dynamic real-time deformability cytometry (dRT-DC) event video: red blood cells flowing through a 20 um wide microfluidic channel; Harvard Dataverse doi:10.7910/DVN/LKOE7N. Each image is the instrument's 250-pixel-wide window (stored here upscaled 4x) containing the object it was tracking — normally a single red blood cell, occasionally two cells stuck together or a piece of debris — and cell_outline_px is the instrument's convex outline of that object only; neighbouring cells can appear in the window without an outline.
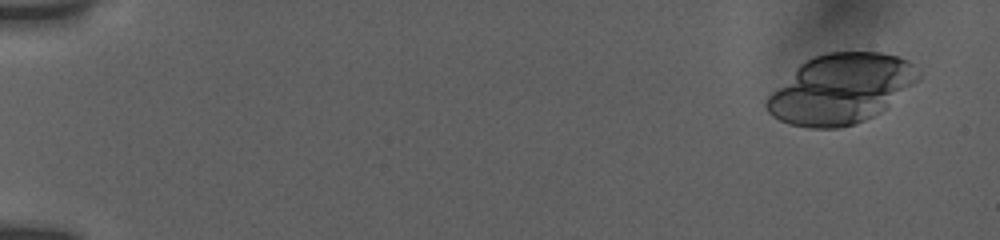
{"species": "human", "species_latin": "Homo sapiens", "temperature_condition": "room temperature", "stored_images_in_passage": 33, "camera_frame_rate_fps": 3000, "um_per_image_px": 0.085, "donor": {"sex": "female"}, "frame": {"image": 1, "passage_image": 1, "time_ms": 0.0, "image_size_px": [1000, 240], "cell_outline_px": [[920, 80], [888, 108], [864, 120], [840, 128], [808, 128], [788, 124], [772, 116], [768, 112], [764, 104], [768, 96], [800, 64], [816, 56], [828, 52], [880, 52], [896, 56], [908, 60], [912, 64], [920, 76]], "centroid_in_image_um": [71.49, 7.57], "position_along_channel_um": 13.5, "area_um2": 61.44}}
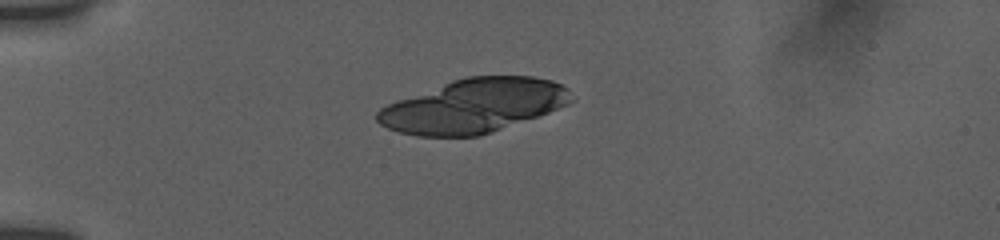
{"frame": {"image": 2, "passage_image": 8, "time_ms": 4.0, "image_size_px": [1000, 240], "cell_outline_px": [[572, 100], [568, 104], [548, 112], [480, 136], [420, 136], [400, 132], [388, 128], [380, 124], [376, 120], [376, 112], [380, 108], [396, 100], [452, 80], [468, 76], [532, 76], [552, 80], [568, 88]], "centroid_in_image_um": [40.24, 8.99], "position_along_channel_um": 44.8, "area_um2": 60.4}}
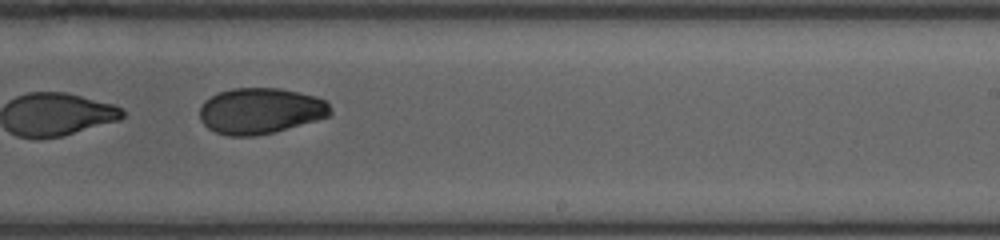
{"frame": {"image": 3, "passage_image": 23, "time_ms": 11.0, "image_size_px": [1000, 240], "cell_outline_px": [[332, 112], [328, 116], [316, 120], [272, 132], [256, 136], [228, 136], [216, 132], [208, 128], [200, 120], [200, 108], [204, 100], [220, 92], [232, 88], [280, 88], [316, 96], [324, 100], [328, 104]], "centroid_in_image_um": [22.11, 9.42], "position_along_channel_um": 266.9, "area_um2": 34.8}}